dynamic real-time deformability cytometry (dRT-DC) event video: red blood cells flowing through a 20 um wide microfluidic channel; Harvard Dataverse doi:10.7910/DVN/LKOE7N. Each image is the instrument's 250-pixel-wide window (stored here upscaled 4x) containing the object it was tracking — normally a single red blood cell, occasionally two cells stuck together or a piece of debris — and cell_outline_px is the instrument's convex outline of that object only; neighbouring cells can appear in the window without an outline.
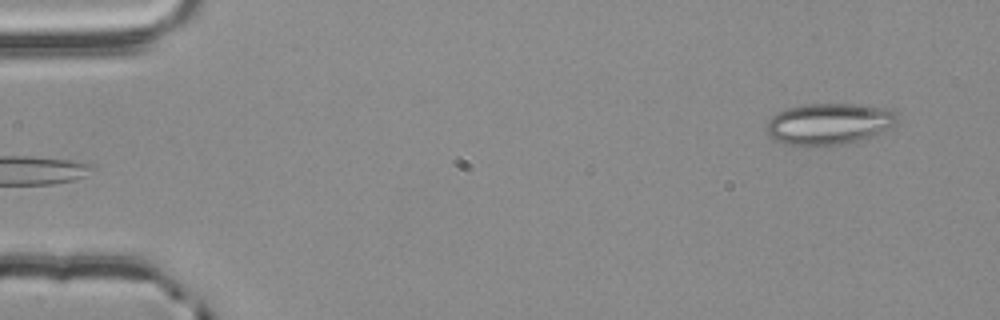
{"species": "common noctule bat (a hibernating species)", "species_latin": "Nyctalus noctula", "temperature_condition": "room temperature", "stored_images_in_passage": 52, "camera_frame_rate_fps": 3000, "um_per_image_px": 0.085, "animal": {"sex": "male", "body_mass_g": 20.4}, "frame": {"image": 1, "passage_image": 1, "time_ms": 0.0, "image_size_px": [1000, 320], "cell_outline_px": [[900, 112], [896, 124], [876, 136], [868, 140], [844, 144], [784, 144], [772, 140], [768, 132], [768, 120], [772, 116], [788, 108], [808, 104], [856, 104], [892, 108]], "centroid_in_image_um": [70.59, 10.52], "position_along_channel_um": 14.4, "area_um2": 31.79}}
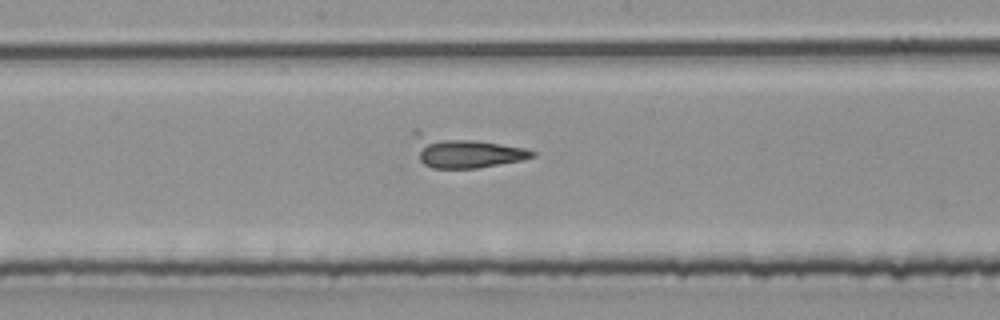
{"frame": {"image": 2, "passage_image": 26, "time_ms": 8.333, "image_size_px": [1000, 320], "cell_outline_px": [[536, 156], [524, 160], [476, 168], [432, 168], [424, 164], [420, 160], [412, 132], [412, 128], [416, 128], [524, 148], [536, 152]], "centroid_in_image_um": [39.44, 12.84], "position_along_channel_um": 208.8, "area_um2": 22.31}}
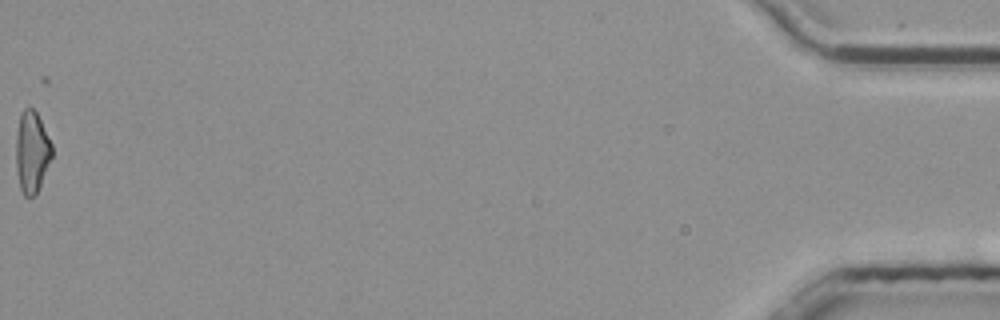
{"frame": {"image": 3, "passage_image": 52, "time_ms": 17.0, "image_size_px": [1000, 320], "cell_outline_px": [[52, 156], [40, 184], [36, 192], [32, 196], [24, 196], [20, 188], [16, 168], [16, 132], [20, 112], [24, 108], [32, 108], [36, 112], [52, 144]], "centroid_in_image_um": [2.68, 12.88], "position_along_channel_um": 432.5, "area_um2": 16.88}}